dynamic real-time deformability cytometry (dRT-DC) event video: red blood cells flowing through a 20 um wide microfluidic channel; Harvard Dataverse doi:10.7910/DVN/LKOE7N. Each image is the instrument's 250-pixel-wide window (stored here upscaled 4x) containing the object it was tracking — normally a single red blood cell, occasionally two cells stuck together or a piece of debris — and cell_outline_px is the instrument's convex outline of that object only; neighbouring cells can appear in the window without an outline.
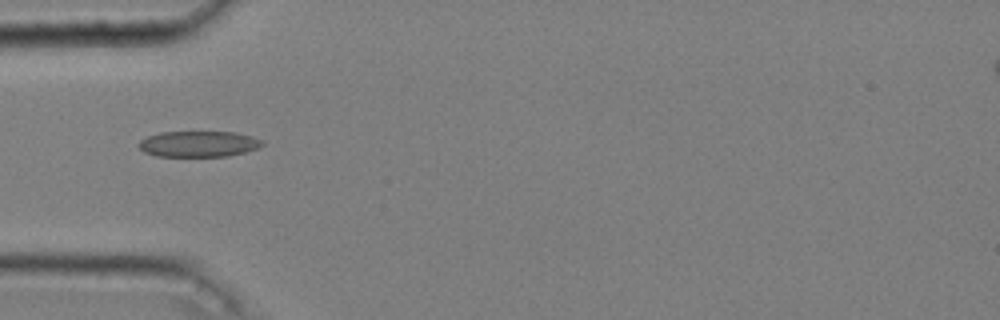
{"species": "common noctule bat (a hibernating species)", "species_latin": "Nyctalus noctula", "temperature_condition": "cold", "stored_images_in_passage": 38, "camera_frame_rate_fps": 3000, "um_per_image_px": 0.085, "animal": {"sex": "male", "body_mass_g": 20.4}, "frame": {"image": 1, "passage_image": 5, "time_ms": 1.333, "image_size_px": [1000, 320], "cell_outline_px": [[264, 144], [256, 148], [244, 152], [228, 156], [156, 156], [144, 152], [136, 144], [140, 140], [148, 136], [160, 132], [236, 132], [252, 136], [264, 140]], "centroid_in_image_um": [16.87, 12.23], "position_along_channel_um": 68.1, "area_um2": 18.67}}
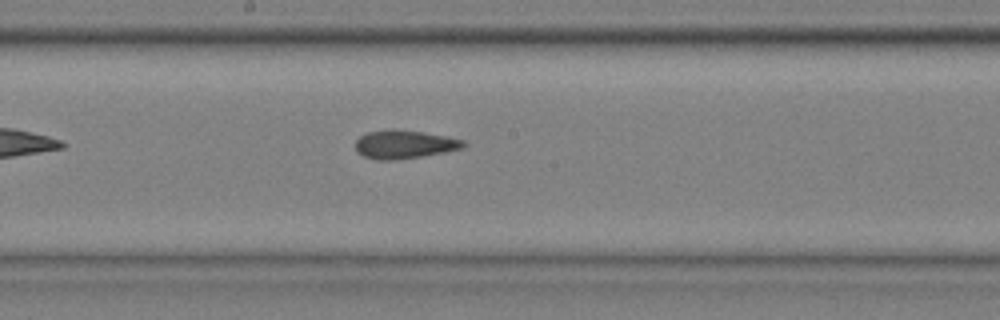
{"frame": {"image": 2, "passage_image": 17, "time_ms": 5.333, "image_size_px": [1000, 320], "cell_outline_px": [[468, 144], [464, 148], [444, 152], [396, 160], [376, 160], [364, 156], [356, 152], [356, 140], [360, 136], [368, 132], [392, 128], [396, 128], [424, 132], [448, 136], [464, 140]], "centroid_in_image_um": [34.38, 12.26], "position_along_channel_um": 213.8, "area_um2": 18.15}}
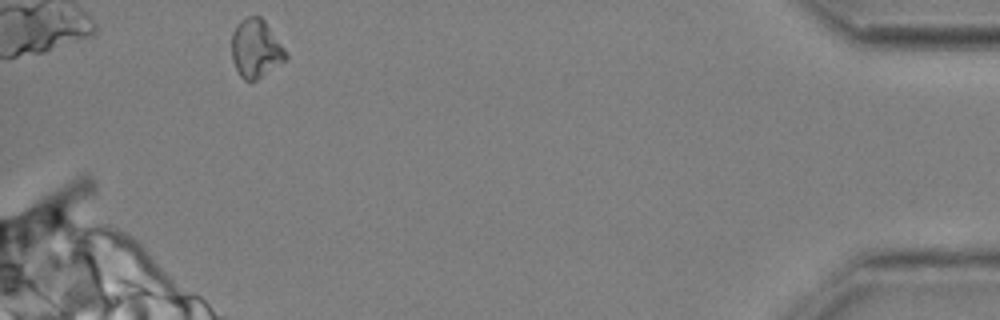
{"frame": {"image": 3, "passage_image": 38, "time_ms": 12.333, "image_size_px": [1000, 320], "cell_outline_px": [[288, 56], [284, 60], [256, 80], [244, 80], [240, 76], [232, 60], [232, 32], [240, 20], [248, 16], [260, 16], [264, 20], [284, 48]], "centroid_in_image_um": [21.71, 4.11], "position_along_channel_um": 413.5, "area_um2": 18.09}, "authors_computed_cell_mechanics": {"area_um2": 18.1492, "velocity_mm_per_s": 3.6359, "shape_relaxation_time_tau1_ms": null, "shape_relaxation_time_tau2_ms": 3.9596, "deformation_change_tau1": null, "deformation_change_tau2": 0.0945}}